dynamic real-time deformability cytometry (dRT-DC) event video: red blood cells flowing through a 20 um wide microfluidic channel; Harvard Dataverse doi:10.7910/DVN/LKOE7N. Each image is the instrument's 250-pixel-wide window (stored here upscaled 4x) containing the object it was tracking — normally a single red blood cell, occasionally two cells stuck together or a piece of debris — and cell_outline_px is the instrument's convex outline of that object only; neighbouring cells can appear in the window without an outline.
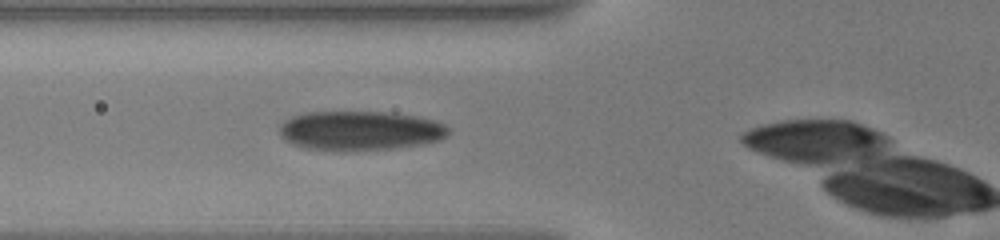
{"species": "human", "species_latin": "Homo sapiens", "temperature_condition": "warm", "stored_images_in_passage": 4, "camera_frame_rate_fps": 3000, "um_per_image_px": 0.085, "donor": {"sex": "male"}, "frame": {"image": 1, "passage_image": 3, "time_ms": 1.667, "image_size_px": [1000, 240], "cell_outline_px": [[448, 132], [444, 136], [436, 140], [420, 144], [388, 148], [308, 148], [292, 144], [284, 140], [280, 136], [280, 124], [284, 120], [292, 116], [308, 112], [392, 112], [416, 116], [436, 120], [444, 124], [448, 128]], "centroid_in_image_um": [30.58, 11.05], "position_along_channel_um": 95.2, "area_um2": 37.63}}